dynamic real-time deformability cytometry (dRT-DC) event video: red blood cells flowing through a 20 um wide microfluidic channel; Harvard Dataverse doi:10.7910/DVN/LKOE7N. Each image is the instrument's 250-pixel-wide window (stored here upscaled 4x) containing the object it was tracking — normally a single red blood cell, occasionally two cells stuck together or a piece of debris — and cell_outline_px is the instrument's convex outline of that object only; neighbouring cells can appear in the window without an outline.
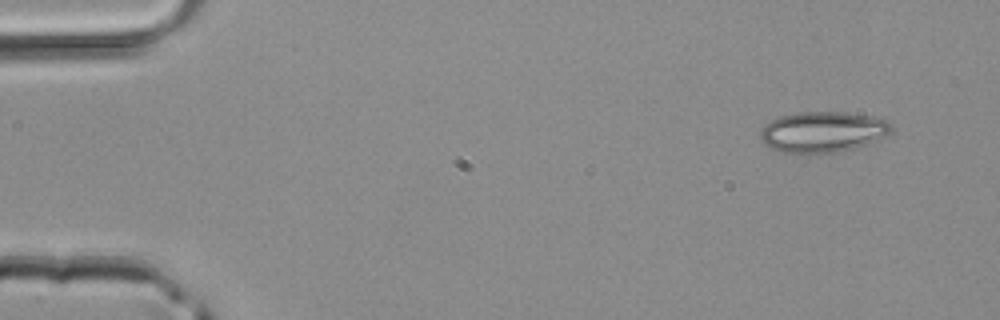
{"species": "common noctule bat (a hibernating species)", "species_latin": "Nyctalus noctula", "temperature_condition": "room temperature", "stored_images_in_passage": 3, "camera_frame_rate_fps": 3000, "um_per_image_px": 0.085, "animal": {"sex": "male", "body_mass_g": 20.4}, "frame": {"image": 1, "passage_image": 1, "time_ms": 0.0, "image_size_px": [1000, 320], "cell_outline_px": [[892, 132], [876, 144], [840, 152], [780, 152], [772, 148], [760, 136], [760, 128], [764, 124], [780, 116], [796, 112], [844, 112], [872, 116], [888, 120], [892, 124]], "centroid_in_image_um": [70.05, 11.21], "position_along_channel_um": 15.0, "area_um2": 31.56}}